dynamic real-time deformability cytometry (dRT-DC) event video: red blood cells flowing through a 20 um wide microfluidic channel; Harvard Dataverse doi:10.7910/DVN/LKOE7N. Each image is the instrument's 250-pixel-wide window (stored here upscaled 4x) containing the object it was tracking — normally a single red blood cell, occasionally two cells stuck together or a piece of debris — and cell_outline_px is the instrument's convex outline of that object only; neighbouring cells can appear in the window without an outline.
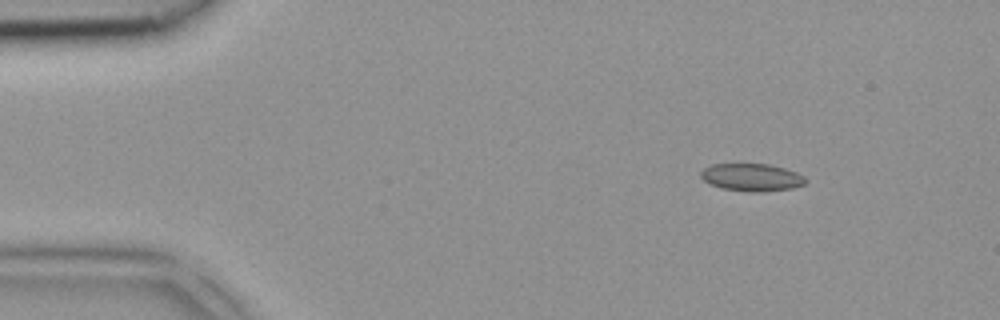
{"species": "common noctule bat (a hibernating species)", "species_latin": "Nyctalus noctula", "temperature_condition": "room temperature", "stored_images_in_passage": 3, "camera_frame_rate_fps": 3000, "um_per_image_px": 0.085, "animal": {"sex": "female", "body_mass_g": 18.4}, "frame": {"image": 1, "passage_image": 1, "time_ms": 0.0, "image_size_px": [1000, 320], "cell_outline_px": [[808, 180], [804, 184], [792, 188], [764, 192], [752, 192], [724, 188], [712, 184], [704, 180], [700, 176], [700, 172], [704, 168], [712, 164], [768, 164], [784, 168], [796, 172], [804, 176]], "centroid_in_image_um": [63.92, 15.07], "position_along_channel_um": 21.1, "area_um2": 16.7}}